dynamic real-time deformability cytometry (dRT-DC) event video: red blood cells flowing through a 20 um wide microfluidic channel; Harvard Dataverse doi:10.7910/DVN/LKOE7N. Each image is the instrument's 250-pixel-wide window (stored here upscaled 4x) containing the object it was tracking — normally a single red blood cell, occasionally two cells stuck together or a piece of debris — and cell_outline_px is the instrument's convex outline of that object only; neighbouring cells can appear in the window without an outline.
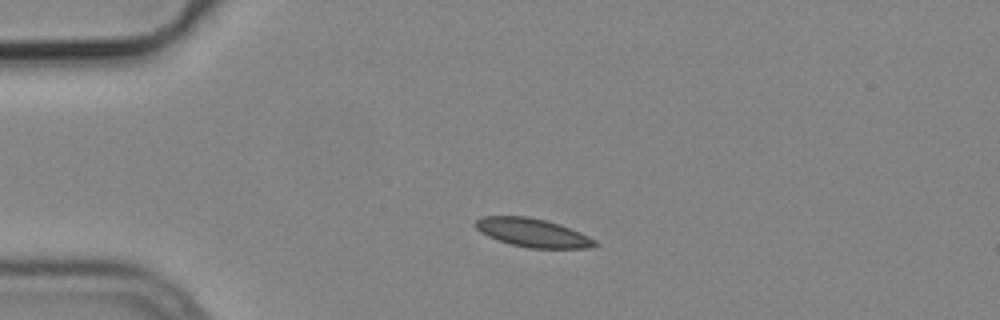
{"species": "common noctule bat (a hibernating species)", "species_latin": "Nyctalus noctula", "temperature_condition": "cold", "stored_images_in_passage": 13, "camera_frame_rate_fps": 3000, "um_per_image_px": 0.085, "animal": {"sex": "male", "body_mass_g": 19.2, "forearm_length_mm": 51.8}, "frame": {"image": 1, "passage_image": 1, "time_ms": 0.0, "image_size_px": [1000, 320], "cell_outline_px": [[600, 244], [588, 248], [528, 248], [512, 244], [488, 236], [480, 232], [472, 224], [476, 220], [484, 216], [528, 216], [560, 224], [580, 232], [596, 240]], "centroid_in_image_um": [45.28, 19.78], "position_along_channel_um": 39.7, "area_um2": 19.83}}
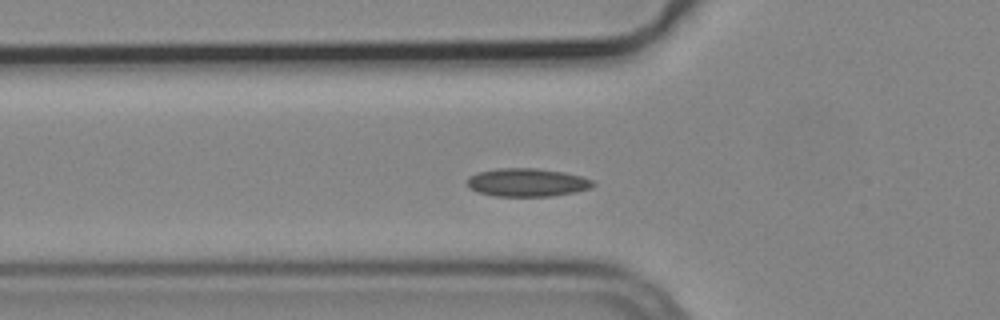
{"frame": {"image": 2, "passage_image": 7, "time_ms": 2.0, "image_size_px": [1000, 320], "cell_outline_px": [[596, 184], [592, 188], [552, 196], [496, 196], [476, 192], [468, 188], [464, 180], [468, 176], [476, 172], [496, 168], [536, 168], [564, 172], [580, 176], [592, 180]], "centroid_in_image_um": [44.72, 15.5], "position_along_channel_um": 81.1, "area_um2": 20.98}}
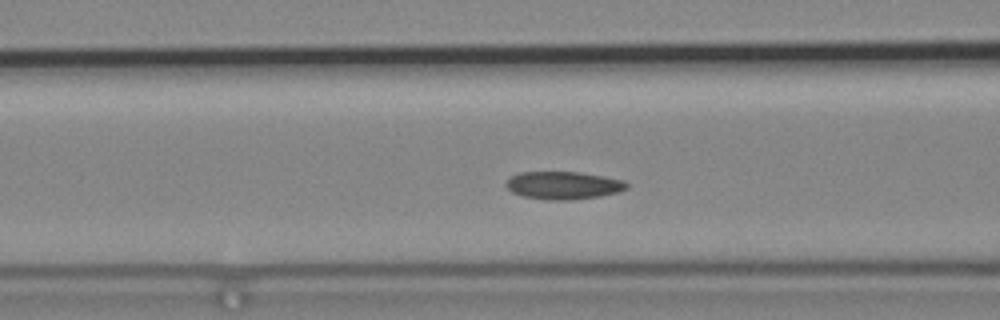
{"frame": {"image": 3, "passage_image": 10, "time_ms": 3.0, "image_size_px": [1000, 320], "cell_outline_px": [[628, 188], [620, 192], [600, 196], [572, 200], [548, 200], [520, 196], [512, 192], [504, 184], [508, 176], [520, 172], [580, 172], [604, 176], [624, 180], [628, 184]], "centroid_in_image_um": [47.87, 15.75], "position_along_channel_um": 118.7, "area_um2": 19.88}}